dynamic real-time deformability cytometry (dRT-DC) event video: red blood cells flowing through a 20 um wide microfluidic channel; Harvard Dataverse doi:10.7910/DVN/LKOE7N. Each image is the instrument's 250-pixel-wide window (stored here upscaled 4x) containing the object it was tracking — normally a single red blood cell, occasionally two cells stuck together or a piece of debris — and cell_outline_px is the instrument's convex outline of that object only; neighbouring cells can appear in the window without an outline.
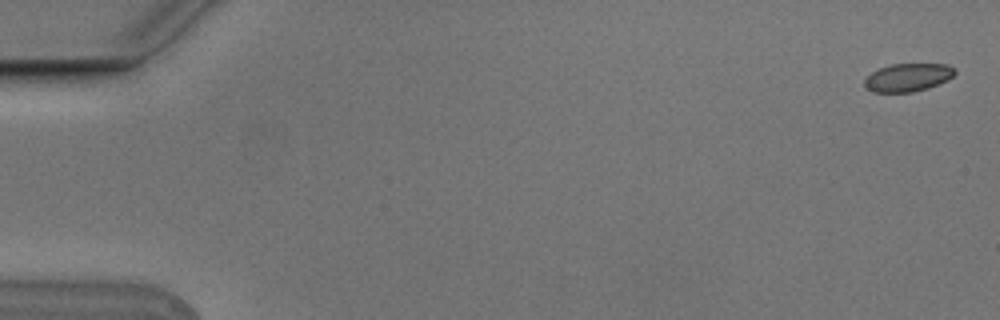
{"species": "Egyptian fruit bat (a non-hibernating species)", "species_latin": "Rousettus aegyptiacus", "temperature_condition": "cold", "stored_images_in_passage": 5, "camera_frame_rate_fps": 3000, "um_per_image_px": 0.085, "animal": {"sex": "male"}, "frame": {"image": 1, "passage_image": 1, "time_ms": 0.0, "image_size_px": [1000, 320], "cell_outline_px": [[956, 72], [948, 80], [928, 88], [912, 92], [872, 92], [864, 88], [864, 80], [872, 72], [880, 68], [892, 64], [948, 64], [956, 68]], "centroid_in_image_um": [77.18, 6.58], "position_along_channel_um": 7.8, "area_um2": 14.85}}
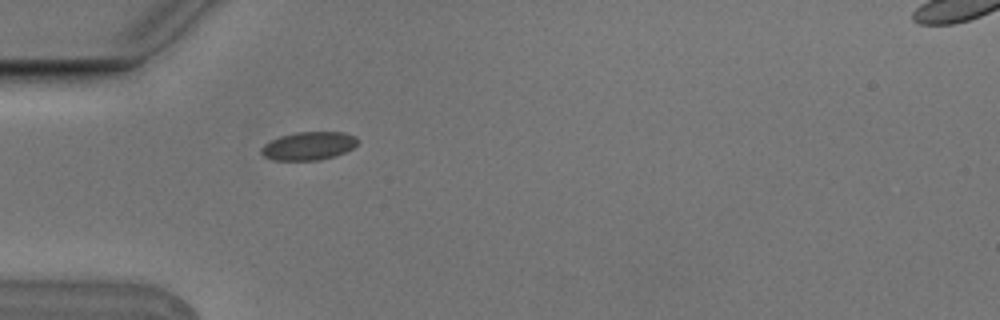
{"frame": {"image": 2, "passage_image": 5, "time_ms": 1.333, "image_size_px": [1000, 320], "cell_outline_px": [[356, 144], [352, 148], [336, 156], [320, 160], [272, 160], [264, 156], [260, 152], [260, 148], [264, 144], [280, 136], [296, 132], [344, 132], [356, 136]], "centroid_in_image_um": [26.21, 12.4], "position_along_channel_um": 58.8, "area_um2": 15.84}}